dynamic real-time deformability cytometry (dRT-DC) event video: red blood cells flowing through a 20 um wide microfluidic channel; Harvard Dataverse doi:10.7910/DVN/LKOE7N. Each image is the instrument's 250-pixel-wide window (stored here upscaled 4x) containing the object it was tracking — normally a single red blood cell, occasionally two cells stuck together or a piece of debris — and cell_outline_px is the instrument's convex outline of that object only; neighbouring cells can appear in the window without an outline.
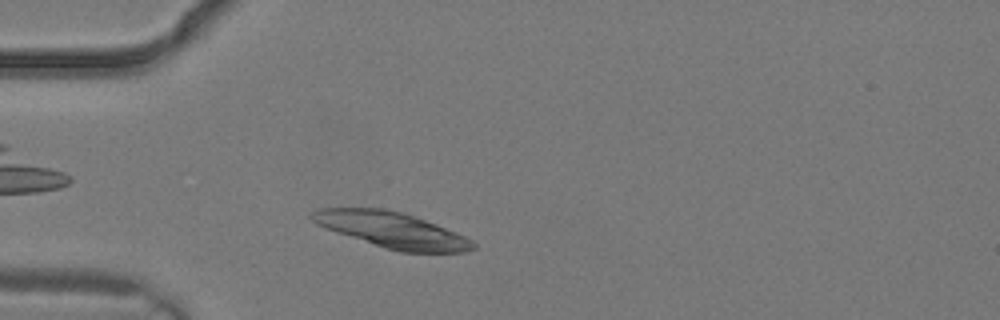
{"species": "common noctule bat (a hibernating species)", "species_latin": "Nyctalus noctula", "temperature_condition": "warm", "stored_images_in_passage": 3, "camera_frame_rate_fps": 3000, "um_per_image_px": 0.085, "animal": {"sex": "male", "body_mass_g": 19.2, "forearm_length_mm": 51.8}, "frame": {"image": 1, "passage_image": 3, "time_ms": 0.667, "image_size_px": [1000, 320], "cell_outline_px": [[476, 248], [464, 252], [400, 252], [336, 232], [324, 228], [316, 224], [308, 216], [312, 212], [320, 208], [384, 208], [400, 212], [436, 224], [456, 232], [472, 240], [476, 244]], "centroid_in_image_um": [33.31, 19.54], "position_along_channel_um": 51.7, "area_um2": 33.12}}